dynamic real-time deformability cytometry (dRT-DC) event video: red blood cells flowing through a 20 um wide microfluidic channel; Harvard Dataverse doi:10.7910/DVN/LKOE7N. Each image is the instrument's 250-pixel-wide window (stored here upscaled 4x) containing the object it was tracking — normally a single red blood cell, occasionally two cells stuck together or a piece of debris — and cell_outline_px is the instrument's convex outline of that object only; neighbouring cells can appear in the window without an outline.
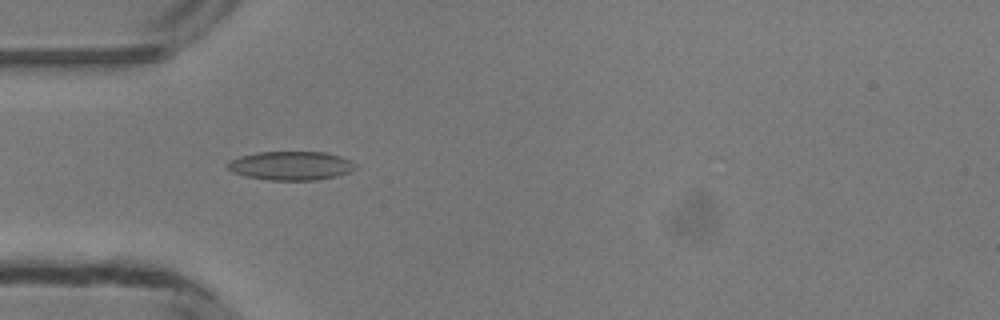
{"species": "common noctule bat (a hibernating species)", "species_latin": "Nyctalus noctula", "temperature_condition": "room temperature", "stored_images_in_passage": 36, "camera_frame_rate_fps": 3000, "um_per_image_px": 0.085, "animal": {"sex": "male", "body_mass_g": 13.3}, "frame": {"image": 1, "passage_image": 5, "time_ms": 1.333, "image_size_px": [1000, 320], "cell_outline_px": [[356, 168], [348, 172], [336, 176], [316, 180], [268, 180], [244, 176], [232, 172], [228, 168], [228, 160], [240, 156], [256, 152], [324, 152], [340, 156], [352, 160], [356, 164]], "centroid_in_image_um": [24.71, 14.08], "position_along_channel_um": 60.3, "area_um2": 21.56}}
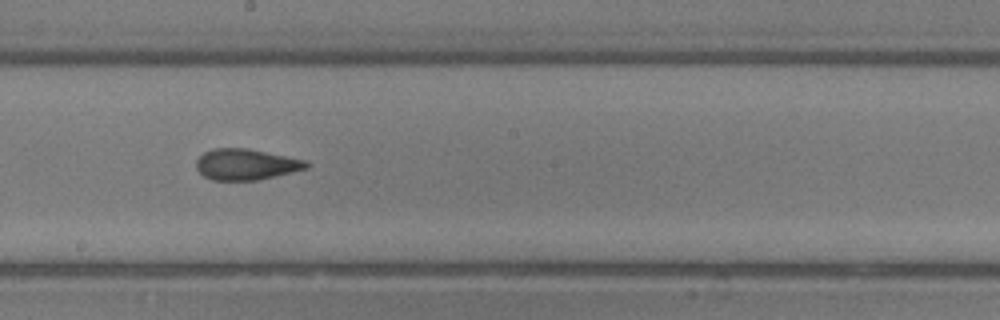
{"frame": {"image": 2, "passage_image": 17, "time_ms": 5.333, "image_size_px": [1000, 320], "cell_outline_px": [[312, 164], [308, 168], [256, 180], [212, 180], [204, 176], [196, 168], [196, 160], [204, 152], [212, 148], [248, 148], [304, 160]], "centroid_in_image_um": [20.89, 13.96], "position_along_channel_um": 227.3, "area_um2": 19.77}}
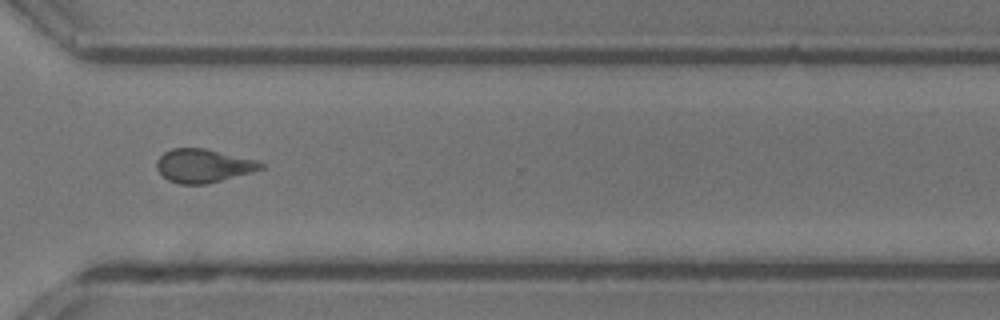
{"frame": {"image": 3, "passage_image": 26, "time_ms": 8.333, "image_size_px": [1000, 320], "cell_outline_px": [[264, 168], [252, 172], [208, 184], [180, 184], [168, 180], [156, 168], [156, 160], [164, 152], [172, 148], [204, 148], [252, 160], [264, 164]], "centroid_in_image_um": [17.23, 14.1], "position_along_channel_um": 353.4, "area_um2": 20.06}, "authors_computed_cell_mechanics": {"area_um2": 20.2589, "velocity_mm_per_s": 4.2119, "shape_relaxation_time_tau1_ms": 4.6392, "shape_relaxation_time_tau2_ms": 1.6011, "deformation_change_tau1": 0.1203, "deformation_change_tau2": 0.0783}}